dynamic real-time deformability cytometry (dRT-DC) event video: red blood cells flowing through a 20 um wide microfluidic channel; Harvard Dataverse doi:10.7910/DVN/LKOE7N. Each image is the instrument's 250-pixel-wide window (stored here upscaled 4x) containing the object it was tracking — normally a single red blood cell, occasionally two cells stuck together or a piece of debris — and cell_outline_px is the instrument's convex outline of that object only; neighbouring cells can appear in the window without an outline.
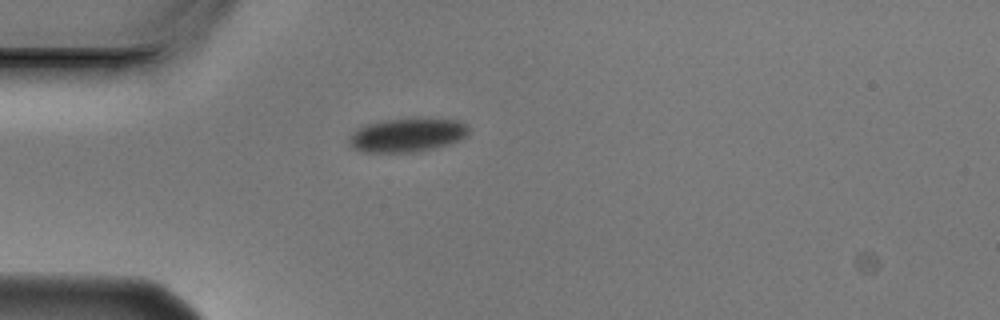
{"species": "Egyptian fruit bat (a non-hibernating species)", "species_latin": "Rousettus aegyptiacus", "temperature_condition": "cold", "stored_images_in_passage": 2, "camera_frame_rate_fps": 3000, "um_per_image_px": 0.085, "animal": {"sex": "male"}, "frame": {"image": 1, "passage_image": 1, "time_ms": 0.0, "image_size_px": [1000, 320], "cell_outline_px": [[468, 136], [460, 140], [448, 144], [432, 148], [412, 152], [364, 152], [352, 148], [348, 144], [348, 136], [356, 128], [364, 124], [380, 120], [460, 120], [468, 128]], "centroid_in_image_um": [34.52, 11.5], "position_along_channel_um": 50.5, "area_um2": 23.24}}